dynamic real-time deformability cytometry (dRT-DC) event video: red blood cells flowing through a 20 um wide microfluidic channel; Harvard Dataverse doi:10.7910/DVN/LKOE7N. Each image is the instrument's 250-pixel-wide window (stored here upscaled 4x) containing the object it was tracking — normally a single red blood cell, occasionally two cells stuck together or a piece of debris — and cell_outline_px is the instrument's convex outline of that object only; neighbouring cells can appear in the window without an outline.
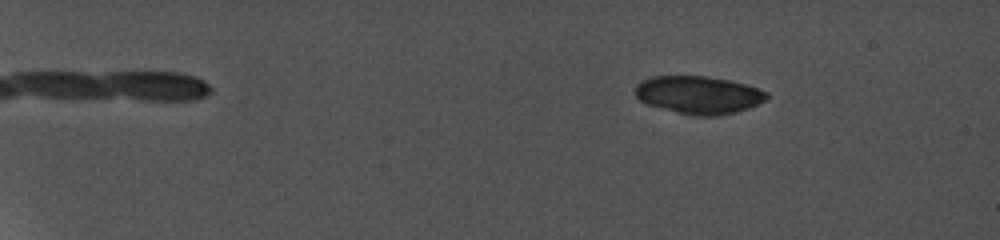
{"species": "common noctule bat (a hibernating species)", "species_latin": "Nyctalus noctula", "temperature_condition": "cold", "stored_images_in_passage": 8, "camera_frame_rate_fps": 5000, "um_per_image_px": 0.085, "animal": {"sex": "female", "body_mass_g": 19.0, "forearm_length_mm": 56.7}, "frame": {"image": 1, "passage_image": 3, "time_ms": 1.6, "image_size_px": [1000, 240], "cell_outline_px": [[768, 100], [748, 108], [736, 112], [716, 116], [692, 116], [676, 112], [648, 104], [640, 100], [636, 96], [636, 84], [640, 80], [648, 76], [708, 76], [728, 80], [760, 88], [768, 92]], "centroid_in_image_um": [59.39, 8.06], "position_along_channel_um": 25.6, "area_um2": 29.19}}
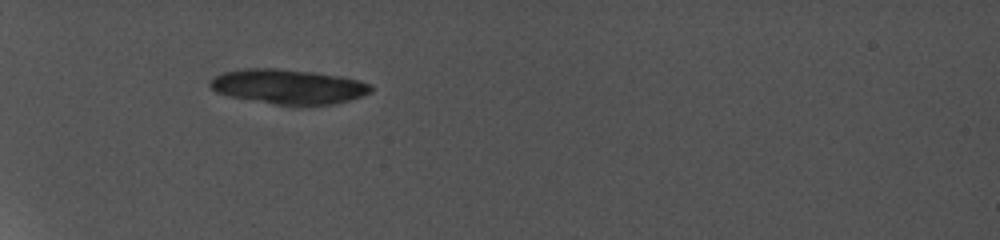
{"frame": {"image": 2, "passage_image": 8, "time_ms": 6.0, "image_size_px": [1000, 240], "cell_outline_px": [[376, 88], [372, 92], [348, 100], [328, 104], [280, 104], [232, 96], [216, 92], [208, 84], [208, 80], [220, 72], [240, 68], [280, 68], [312, 72], [340, 76], [360, 80], [372, 84]], "centroid_in_image_um": [24.5, 7.32], "position_along_channel_um": 60.5, "area_um2": 32.31}}